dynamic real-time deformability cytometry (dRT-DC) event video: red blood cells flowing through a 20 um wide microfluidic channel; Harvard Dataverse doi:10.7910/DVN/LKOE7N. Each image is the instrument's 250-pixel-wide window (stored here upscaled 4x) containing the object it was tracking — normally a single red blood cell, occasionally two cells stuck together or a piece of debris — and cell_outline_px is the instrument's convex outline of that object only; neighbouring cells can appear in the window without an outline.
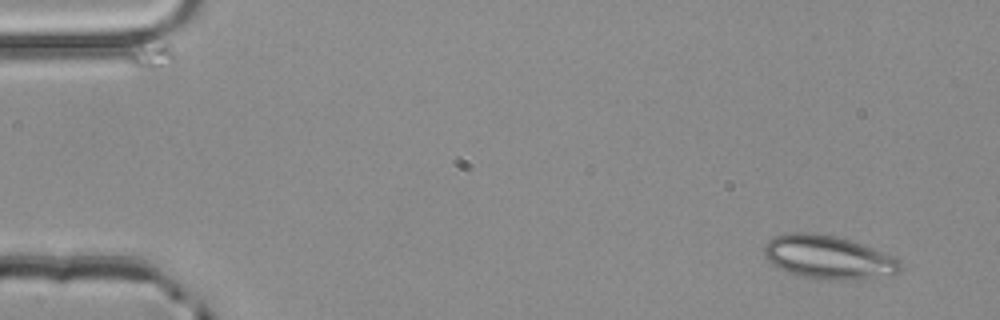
{"species": "common noctule bat (a hibernating species)", "species_latin": "Nyctalus noctula", "temperature_condition": "room temperature", "stored_images_in_passage": 4, "camera_frame_rate_fps": 3000, "um_per_image_px": 0.085, "animal": {"sex": "male", "body_mass_g": 20.4}, "frame": {"image": 1, "passage_image": 1, "time_ms": 0.0, "image_size_px": [1000, 320], "cell_outline_px": [[900, 272], [892, 276], [872, 280], [844, 280], [804, 276], [788, 272], [772, 264], [764, 256], [764, 244], [768, 240], [776, 236], [788, 232], [812, 232], [836, 236], [852, 240], [892, 256], [900, 260]], "centroid_in_image_um": [70.45, 21.87], "position_along_channel_um": 14.6, "area_um2": 34.74}}